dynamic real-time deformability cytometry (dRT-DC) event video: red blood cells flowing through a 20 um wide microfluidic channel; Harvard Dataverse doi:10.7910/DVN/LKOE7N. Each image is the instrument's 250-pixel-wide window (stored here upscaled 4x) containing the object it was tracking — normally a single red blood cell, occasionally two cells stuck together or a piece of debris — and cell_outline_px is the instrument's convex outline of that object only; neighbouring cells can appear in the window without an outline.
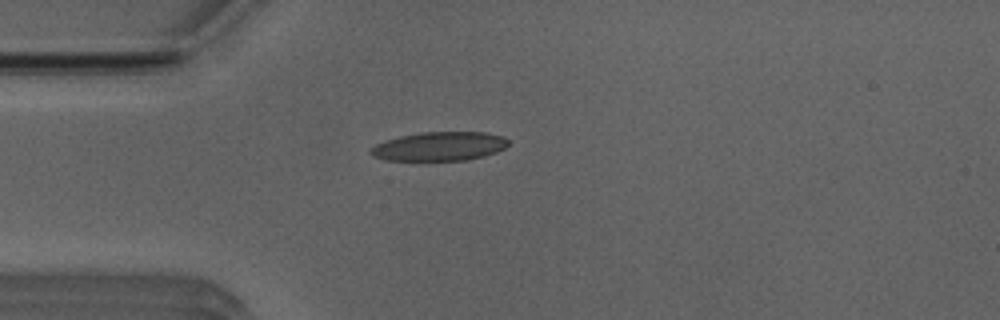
{"species": "Egyptian fruit bat (a non-hibernating species)", "species_latin": "Rousettus aegyptiacus", "temperature_condition": "room temperature", "stored_images_in_passage": 39, "camera_frame_rate_fps": 3000, "um_per_image_px": 0.085, "animal": {"sex": "male"}, "frame": {"image": 1, "passage_image": 1, "time_ms": 0.0, "image_size_px": [1000, 320], "cell_outline_px": [[508, 144], [504, 148], [496, 152], [484, 156], [464, 160], [388, 160], [372, 156], [368, 152], [376, 144], [400, 136], [420, 132], [484, 132], [504, 136], [508, 140]], "centroid_in_image_um": [37.37, 12.43], "position_along_channel_um": 47.6, "area_um2": 23.06}}
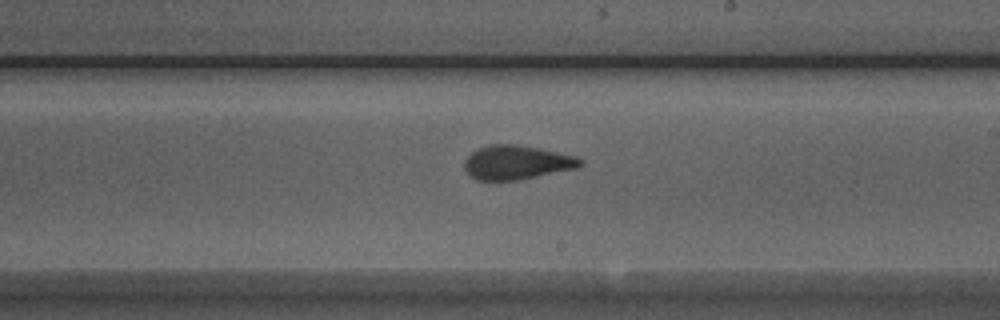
{"frame": {"image": 2, "passage_image": 17, "time_ms": 5.333, "image_size_px": [1000, 320], "cell_outline_px": [[584, 164], [580, 168], [520, 180], [476, 180], [464, 168], [464, 160], [472, 152], [488, 144], [516, 144], [540, 148], [576, 156], [584, 160]], "centroid_in_image_um": [43.98, 13.81], "position_along_channel_um": 245.0, "area_um2": 23.29}}
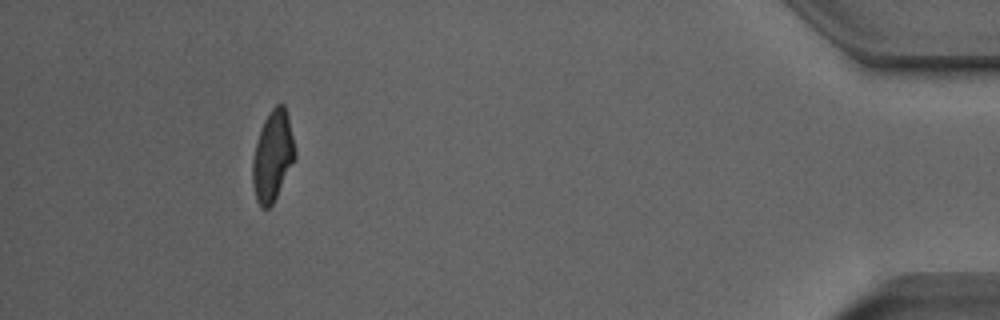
{"frame": {"image": 3, "passage_image": 35, "time_ms": 11.333, "image_size_px": [1000, 320], "cell_outline_px": [[296, 156], [272, 204], [268, 208], [260, 208], [256, 200], [252, 184], [252, 160], [256, 144], [264, 120], [268, 112], [276, 104], [284, 104], [288, 116], [296, 152]], "centroid_in_image_um": [23.16, 13.26], "position_along_channel_um": 412.0, "area_um2": 22.08}, "authors_computed_cell_mechanics": {"area_um2": 23.12, "velocity_mm_per_s": 3.9205, "shape_relaxation_time_tau1_ms": 7.8989, "shape_relaxation_time_tau2_ms": 1.3655, "deformation_change_tau1": 0.2249, "deformation_change_tau2": 0.094}}